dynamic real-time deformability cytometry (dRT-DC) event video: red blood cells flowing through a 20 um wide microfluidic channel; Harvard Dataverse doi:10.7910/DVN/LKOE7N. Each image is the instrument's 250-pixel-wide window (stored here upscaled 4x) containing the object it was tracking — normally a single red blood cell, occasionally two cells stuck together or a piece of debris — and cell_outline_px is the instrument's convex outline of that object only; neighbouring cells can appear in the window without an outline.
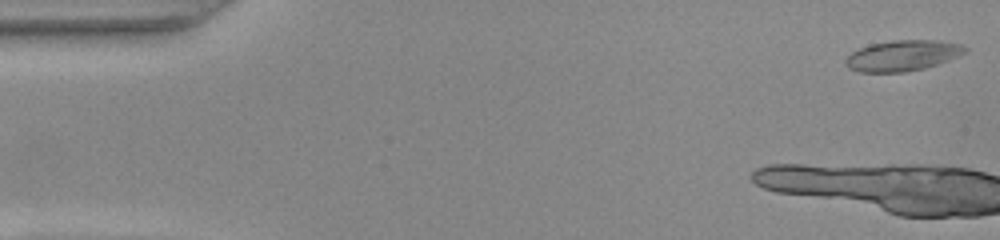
{"species": "common noctule bat (a hibernating species)", "species_latin": "Nyctalus noctula", "temperature_condition": "warm", "stored_images_in_passage": 11, "camera_frame_rate_fps": 3000, "um_per_image_px": 0.085, "animal": {"sex": "female", "body_mass_g": 22.0, "forearm_length_mm": 56.7}, "frame": {"image": 1, "passage_image": 1, "time_ms": 0.0, "image_size_px": [1000, 240], "cell_outline_px": [[968, 52], [948, 60], [924, 68], [904, 72], [860, 72], [848, 68], [844, 64], [844, 60], [852, 52], [860, 48], [872, 44], [892, 40], [932, 40], [960, 44], [968, 48]], "centroid_in_image_um": [76.71, 4.73], "position_along_channel_um": 8.3, "area_um2": 21.27}}